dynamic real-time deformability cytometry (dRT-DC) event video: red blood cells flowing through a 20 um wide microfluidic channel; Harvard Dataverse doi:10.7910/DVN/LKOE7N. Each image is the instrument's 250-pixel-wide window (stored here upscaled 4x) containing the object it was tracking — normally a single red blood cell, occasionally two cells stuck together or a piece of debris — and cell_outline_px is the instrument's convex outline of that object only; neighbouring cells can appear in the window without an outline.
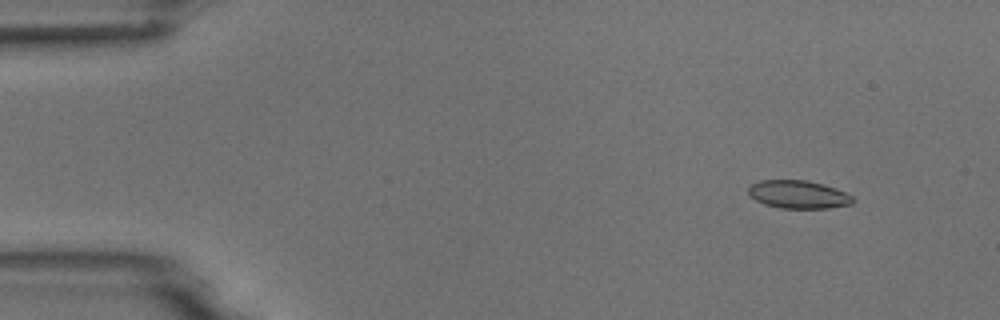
{"species": "common noctule bat (a hibernating species)", "species_latin": "Nyctalus noctula", "temperature_condition": "room temperature", "stored_images_in_passage": 6, "camera_frame_rate_fps": 3000, "um_per_image_px": 0.085, "animal": {"sex": "male", "body_mass_g": 18.8}, "frame": {"image": 1, "passage_image": 2, "time_ms": 1.0, "image_size_px": [1000, 320], "cell_outline_px": [[856, 200], [852, 204], [828, 208], [780, 208], [764, 204], [756, 200], [748, 192], [748, 188], [752, 184], [760, 180], [808, 180], [824, 184], [836, 188], [852, 196]], "centroid_in_image_um": [67.89, 16.52], "position_along_channel_um": 17.1, "area_um2": 17.11}}
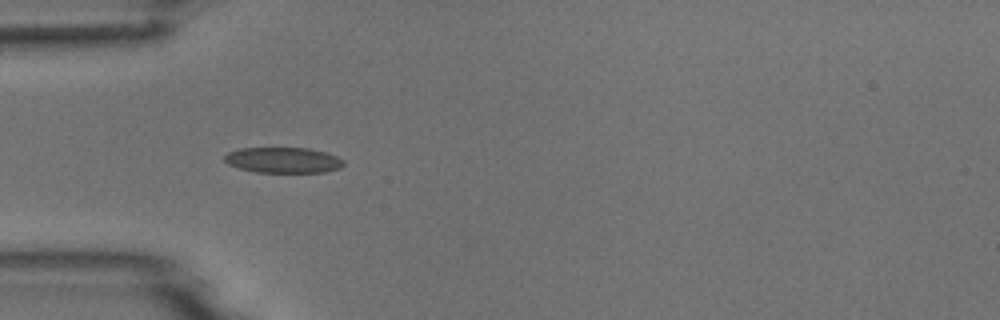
{"frame": {"image": 2, "passage_image": 5, "time_ms": 4.667, "image_size_px": [1000, 320], "cell_outline_px": [[344, 164], [340, 168], [324, 172], [256, 172], [240, 168], [228, 164], [224, 160], [224, 156], [228, 152], [240, 148], [308, 148], [324, 152], [336, 156], [344, 160]], "centroid_in_image_um": [24.07, 13.61], "position_along_channel_um": 60.9, "area_um2": 17.69}}